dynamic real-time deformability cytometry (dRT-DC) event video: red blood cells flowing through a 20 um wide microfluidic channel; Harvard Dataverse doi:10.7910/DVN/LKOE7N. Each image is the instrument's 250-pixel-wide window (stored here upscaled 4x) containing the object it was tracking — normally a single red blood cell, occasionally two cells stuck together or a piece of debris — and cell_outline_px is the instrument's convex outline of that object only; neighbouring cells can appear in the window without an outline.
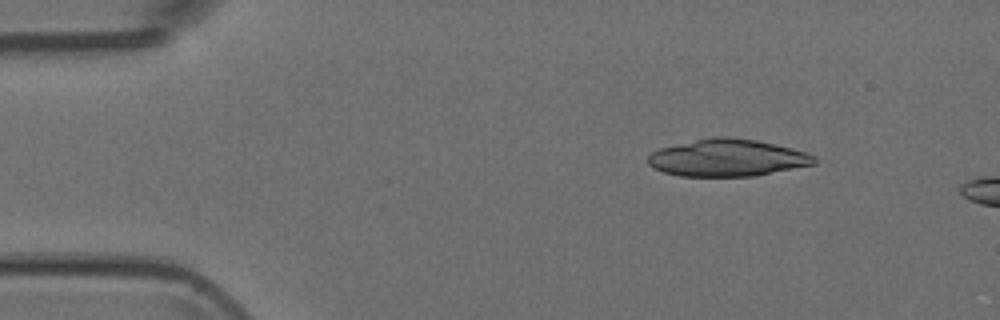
{"species": "Egyptian fruit bat (a non-hibernating species)", "species_latin": "Rousettus aegyptiacus", "temperature_condition": "room temperature", "stored_images_in_passage": 4, "camera_frame_rate_fps": 3000, "um_per_image_px": 0.085, "animal": {"sex": "female"}, "frame": {"image": 1, "passage_image": 1, "time_ms": 0.0, "image_size_px": [1000, 320], "cell_outline_px": [[816, 164], [752, 176], [680, 176], [664, 172], [648, 164], [648, 156], [652, 152], [660, 148], [696, 140], [716, 136], [728, 136], [756, 140], [792, 148], [808, 152], [816, 156]], "centroid_in_image_um": [61.86, 13.41], "position_along_channel_um": 23.1, "area_um2": 35.78}}